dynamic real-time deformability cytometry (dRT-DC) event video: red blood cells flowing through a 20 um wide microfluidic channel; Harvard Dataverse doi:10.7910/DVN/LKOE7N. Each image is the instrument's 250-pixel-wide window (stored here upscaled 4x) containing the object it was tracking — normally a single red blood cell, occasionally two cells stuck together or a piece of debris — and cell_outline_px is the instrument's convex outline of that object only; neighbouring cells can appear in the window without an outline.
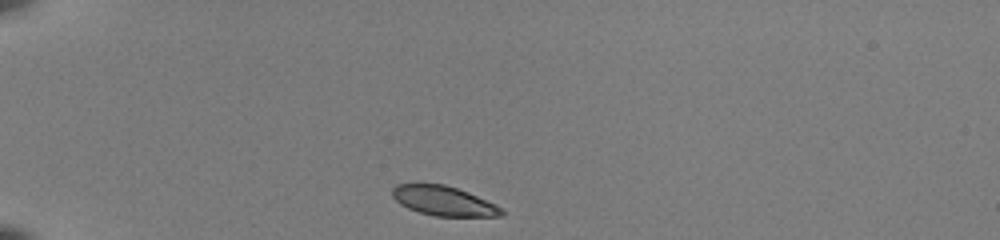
{"species": "common noctule bat (a hibernating species)", "species_latin": "Nyctalus noctula", "temperature_condition": "room temperature", "stored_images_in_passage": 38, "camera_frame_rate_fps": 3000, "um_per_image_px": 0.085, "animal": {"sex": "female", "body_mass_g": 22.0, "forearm_length_mm": 56.7}, "frame": {"image": 1, "passage_image": 1, "time_ms": 0.0, "image_size_px": [1000, 240], "cell_outline_px": [[504, 212], [500, 216], [436, 216], [420, 212], [408, 208], [400, 204], [392, 196], [392, 188], [396, 184], [416, 180], [444, 184], [468, 192], [496, 204], [504, 208]], "centroid_in_image_um": [37.64, 17.02], "position_along_channel_um": 47.4, "area_um2": 19.42}}
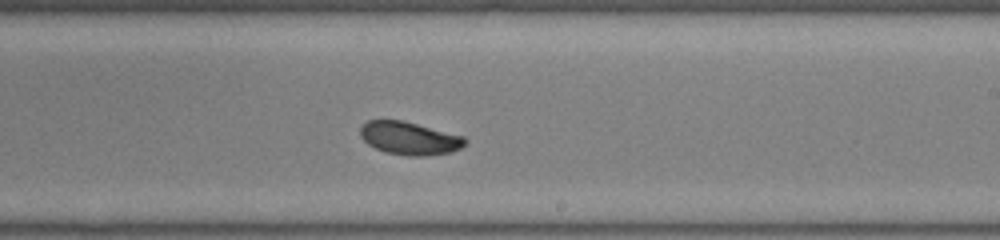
{"frame": {"image": 2, "passage_image": 20, "time_ms": 6.333, "image_size_px": [1000, 240], "cell_outline_px": [[468, 140], [460, 148], [452, 152], [424, 156], [408, 156], [384, 152], [368, 144], [360, 136], [360, 128], [368, 120], [404, 120], [464, 136]], "centroid_in_image_um": [34.81, 11.75], "position_along_channel_um": 254.2, "area_um2": 20.23}}
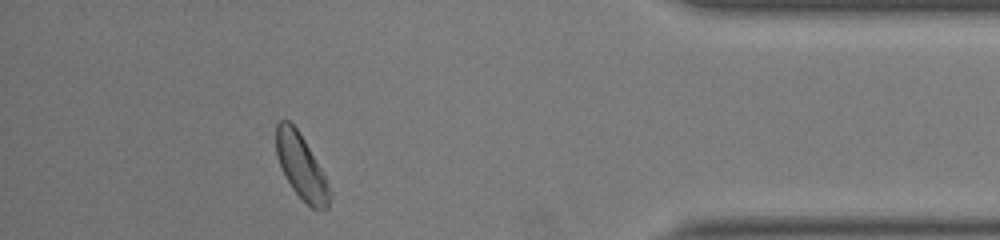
{"frame": {"image": 3, "passage_image": 34, "time_ms": 11.0, "image_size_px": [1000, 240], "cell_outline_px": [[332, 196], [328, 208], [312, 208], [292, 188], [276, 156], [276, 124], [280, 120], [288, 120], [296, 128], [304, 140], [320, 168], [332, 192]], "centroid_in_image_um": [25.6, 14.16], "position_along_channel_um": 409.6, "area_um2": 19.59}, "authors_computed_cell_mechanics": {"area_um2": 20.519, "velocity_mm_per_s": 3.9579, "shape_relaxation_time_tau1_ms": 2.0891, "shape_relaxation_time_tau2_ms": 1.5746, "deformation_change_tau1": 0.1032, "deformation_change_tau2": 0.0467}}